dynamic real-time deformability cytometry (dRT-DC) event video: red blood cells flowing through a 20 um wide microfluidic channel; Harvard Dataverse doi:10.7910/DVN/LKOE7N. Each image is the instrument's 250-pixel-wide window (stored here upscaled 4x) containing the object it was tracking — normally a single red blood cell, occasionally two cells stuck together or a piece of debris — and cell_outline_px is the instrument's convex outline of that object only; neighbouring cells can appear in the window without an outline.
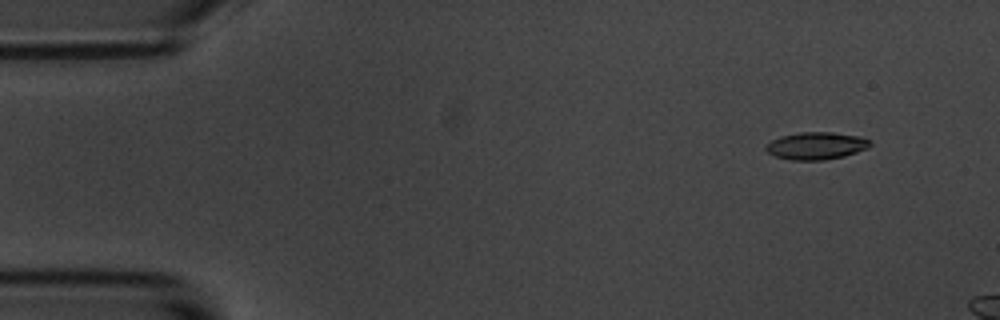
{"species": "common noctule bat (a hibernating species)", "species_latin": "Nyctalus noctula", "temperature_condition": "room temperature", "stored_images_in_passage": 3, "camera_frame_rate_fps": 3000, "um_per_image_px": 0.085, "animal": {"sex": "male", "body_mass_g": 20.1, "forearm_length_mm": 53.5}, "frame": {"image": 1, "passage_image": 1, "time_ms": 0.0, "image_size_px": [1000, 320], "cell_outline_px": [[872, 144], [868, 148], [844, 156], [824, 160], [792, 160], [776, 156], [768, 152], [764, 148], [772, 140], [780, 136], [800, 132], [832, 132], [860, 136], [872, 140]], "centroid_in_image_um": [69.42, 12.38], "position_along_channel_um": 15.6, "area_um2": 16.65}}